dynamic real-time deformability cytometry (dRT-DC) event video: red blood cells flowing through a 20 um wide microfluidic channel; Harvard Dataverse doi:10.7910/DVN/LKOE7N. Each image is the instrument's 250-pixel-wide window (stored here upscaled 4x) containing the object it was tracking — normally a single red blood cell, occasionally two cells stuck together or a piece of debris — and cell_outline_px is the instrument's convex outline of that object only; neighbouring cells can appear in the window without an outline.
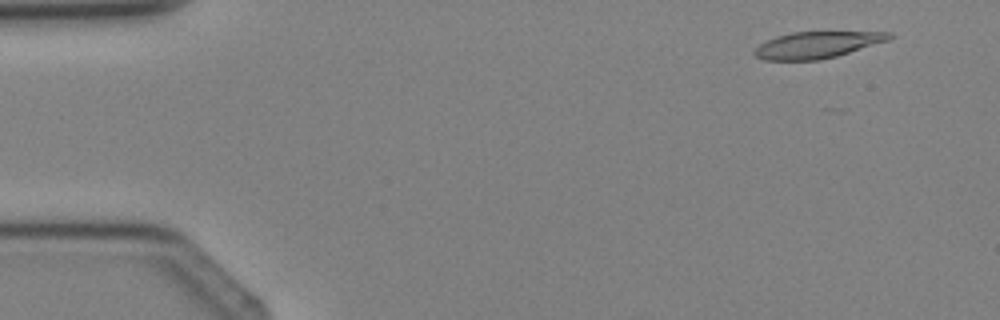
{"species": "Egyptian fruit bat (a non-hibernating species)", "species_latin": "Rousettus aegyptiacus", "temperature_condition": "cold", "stored_images_in_passage": 3, "camera_frame_rate_fps": 3000, "um_per_image_px": 0.085, "animal": {"sex": "female"}, "frame": {"image": 1, "passage_image": 1, "time_ms": 0.0, "image_size_px": [1000, 320], "cell_outline_px": [[896, 36], [888, 40], [836, 56], [820, 60], [764, 60], [756, 56], [752, 52], [764, 40], [776, 36], [792, 32], [892, 32]], "centroid_in_image_um": [69.43, 3.81], "position_along_channel_um": 15.6, "area_um2": 20.81}}